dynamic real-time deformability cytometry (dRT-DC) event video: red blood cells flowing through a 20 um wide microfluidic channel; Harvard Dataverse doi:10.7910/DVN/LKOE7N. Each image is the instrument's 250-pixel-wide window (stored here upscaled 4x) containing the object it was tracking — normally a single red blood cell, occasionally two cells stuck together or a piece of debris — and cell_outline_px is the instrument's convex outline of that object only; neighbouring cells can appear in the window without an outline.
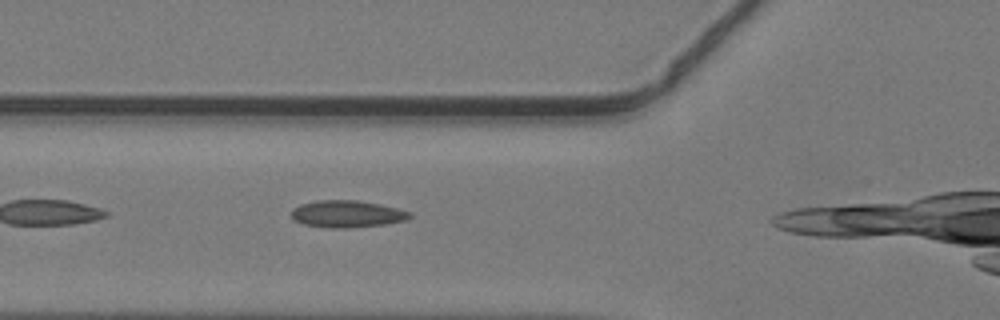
{"species": "common noctule bat (a hibernating species)", "species_latin": "Nyctalus noctula", "temperature_condition": "warm", "stored_images_in_passage": 8, "camera_frame_rate_fps": 3000, "um_per_image_px": 0.085, "animal": {"sex": "male", "body_mass_g": 19.2, "forearm_length_mm": 51.8}, "frame": {"image": 1, "passage_image": 4, "time_ms": 1.0, "image_size_px": [1000, 320], "cell_outline_px": [[412, 216], [408, 220], [384, 224], [348, 228], [328, 228], [304, 224], [292, 220], [292, 208], [300, 204], [320, 200], [356, 200], [380, 204], [412, 212]], "centroid_in_image_um": [29.5, 18.19], "position_along_channel_um": 96.3, "area_um2": 18.73}}